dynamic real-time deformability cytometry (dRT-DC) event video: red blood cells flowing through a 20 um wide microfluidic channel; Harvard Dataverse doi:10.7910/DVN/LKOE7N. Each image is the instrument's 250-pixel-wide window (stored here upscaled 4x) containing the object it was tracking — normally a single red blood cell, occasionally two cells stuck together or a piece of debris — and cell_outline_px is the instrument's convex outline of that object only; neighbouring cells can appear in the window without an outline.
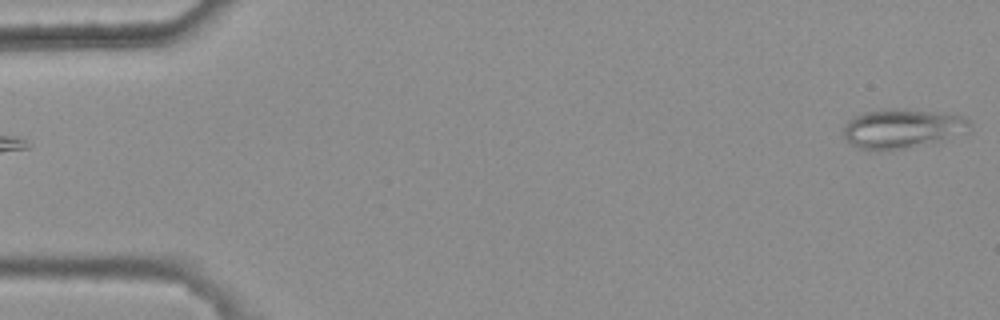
{"species": "common noctule bat (a hibernating species)", "species_latin": "Nyctalus noctula", "temperature_condition": "warm", "stored_images_in_passage": 6, "camera_frame_rate_fps": 3000, "um_per_image_px": 0.085, "animal": {"sex": "female", "body_mass_g": 25.1}, "frame": {"image": 1, "passage_image": 6, "time_ms": 1.667, "image_size_px": [1000, 320], "cell_outline_px": [[972, 132], [904, 148], [860, 148], [852, 144], [844, 136], [844, 124], [852, 116], [864, 112], [888, 108], [904, 108], [936, 112], [964, 116], [972, 124]], "centroid_in_image_um": [76.73, 10.87], "position_along_channel_um": 8.3, "area_um2": 28.55}}